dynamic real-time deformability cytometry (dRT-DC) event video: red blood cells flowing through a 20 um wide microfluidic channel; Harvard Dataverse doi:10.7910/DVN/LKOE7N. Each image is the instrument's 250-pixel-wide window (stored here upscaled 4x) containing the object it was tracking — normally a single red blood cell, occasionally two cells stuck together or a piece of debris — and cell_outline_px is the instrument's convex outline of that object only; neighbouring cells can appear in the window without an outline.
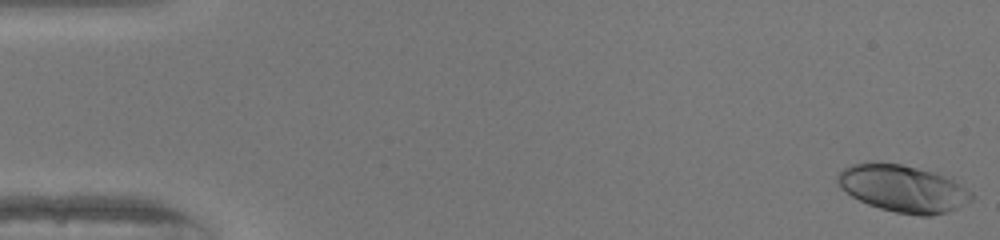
{"species": "human", "species_latin": "Homo sapiens", "temperature_condition": "warm", "stored_images_in_passage": 50, "camera_frame_rate_fps": 3000, "um_per_image_px": 0.085, "donor": {"sex": "female"}, "frame": {"image": 1, "passage_image": 1, "time_ms": 0.0, "image_size_px": [1000, 240], "cell_outline_px": [[972, 200], [948, 212], [932, 216], [920, 216], [896, 212], [880, 208], [868, 204], [852, 196], [836, 180], [836, 176], [844, 168], [852, 164], [872, 160], [900, 164], [952, 176], [972, 192]], "centroid_in_image_um": [76.8, 16.0], "position_along_channel_um": 8.2, "area_um2": 37.11}}
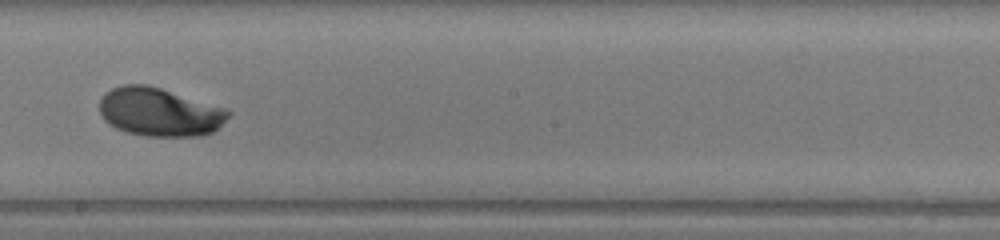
{"frame": {"image": 2, "passage_image": 29, "time_ms": 9.333, "image_size_px": [1000, 240], "cell_outline_px": [[232, 112], [212, 132], [200, 136], [144, 136], [128, 132], [116, 128], [108, 124], [104, 120], [100, 112], [100, 100], [104, 92], [112, 88], [124, 84], [148, 84], [224, 108]], "centroid_in_image_um": [13.5, 9.52], "position_along_channel_um": 234.7, "area_um2": 36.13}}
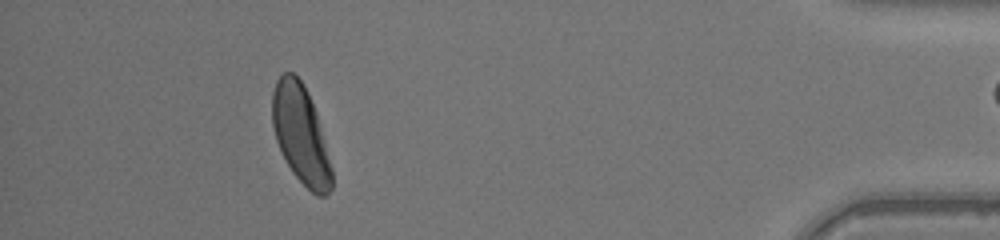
{"frame": {"image": 3, "passage_image": 46, "time_ms": 15.0, "image_size_px": [1000, 240], "cell_outline_px": [[332, 188], [324, 196], [316, 196], [292, 172], [276, 140], [272, 124], [272, 92], [276, 80], [284, 72], [292, 72], [300, 80], [316, 112], [332, 168]], "centroid_in_image_um": [25.55, 11.44], "position_along_channel_um": 409.7, "area_um2": 33.47}, "authors_computed_cell_mechanics": {"area_um2": 34.7956, "velocity_mm_per_s": 4.1159, "shape_relaxation_time_tau1_ms": 2.3355, "shape_relaxation_time_tau2_ms": null, "deformation_change_tau1": 0.1487, "deformation_change_tau2": null}}